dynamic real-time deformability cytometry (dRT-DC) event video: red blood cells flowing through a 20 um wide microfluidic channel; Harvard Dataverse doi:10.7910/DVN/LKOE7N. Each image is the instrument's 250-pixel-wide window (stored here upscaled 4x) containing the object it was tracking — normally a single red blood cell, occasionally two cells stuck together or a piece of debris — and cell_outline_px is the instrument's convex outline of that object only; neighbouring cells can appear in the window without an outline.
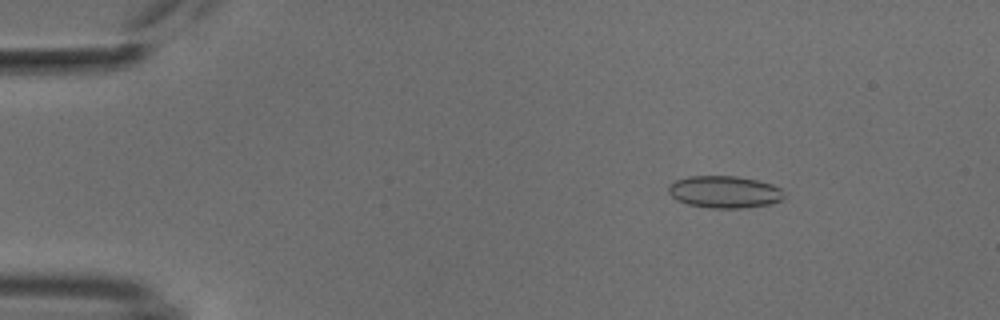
{"species": "common noctule bat (a hibernating species)", "species_latin": "Nyctalus noctula", "temperature_condition": "cold", "stored_images_in_passage": 11, "camera_frame_rate_fps": 3000, "um_per_image_px": 0.085, "animal": {"sex": "male", "body_mass_g": 18.8}, "frame": {"image": 1, "passage_image": 2, "time_ms": 0.333, "image_size_px": [1000, 320], "cell_outline_px": [[784, 200], [772, 204], [744, 208], [708, 208], [688, 204], [676, 200], [668, 192], [668, 184], [676, 180], [688, 176], [736, 176], [756, 180], [772, 184], [780, 188], [784, 196]], "centroid_in_image_um": [61.58, 16.32], "position_along_channel_um": 23.4, "area_um2": 21.85}}
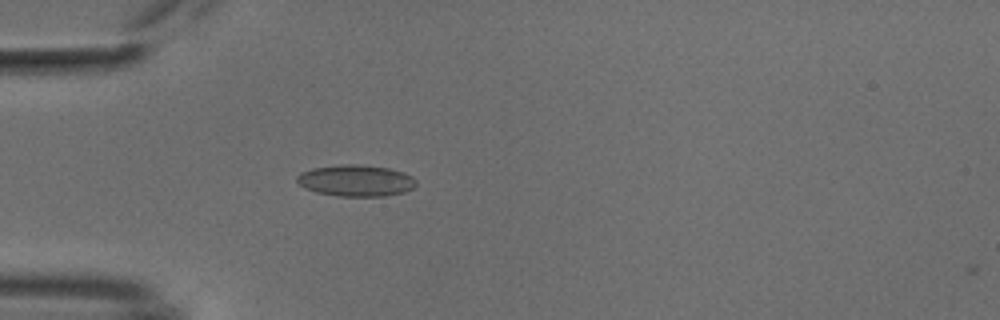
{"frame": {"image": 2, "passage_image": 10, "time_ms": 3.0, "image_size_px": [1000, 320], "cell_outline_px": [[416, 184], [412, 188], [404, 192], [384, 196], [336, 196], [316, 192], [300, 184], [296, 180], [296, 176], [300, 172], [312, 168], [340, 164], [360, 164], [388, 168], [404, 172], [412, 176], [416, 180]], "centroid_in_image_um": [30.25, 15.34], "position_along_channel_um": 54.7, "area_um2": 21.91}}